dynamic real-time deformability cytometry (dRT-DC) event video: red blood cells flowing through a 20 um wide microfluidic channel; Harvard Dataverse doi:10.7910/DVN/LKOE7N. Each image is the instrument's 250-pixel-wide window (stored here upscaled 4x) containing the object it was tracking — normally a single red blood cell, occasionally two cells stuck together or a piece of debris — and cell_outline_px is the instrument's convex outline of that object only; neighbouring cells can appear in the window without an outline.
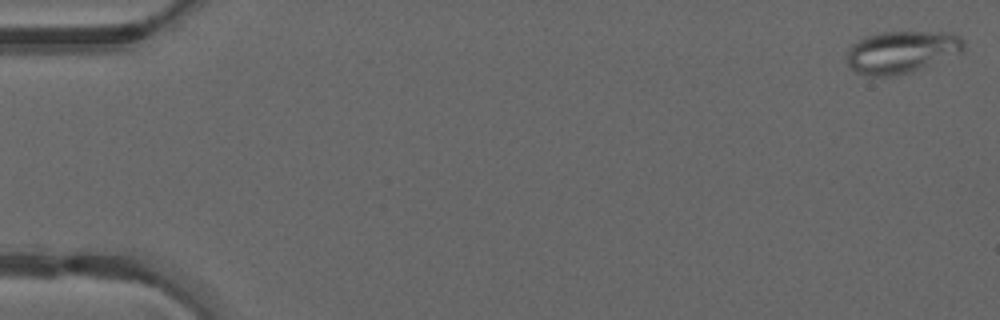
{"species": "common noctule bat (a hibernating species)", "species_latin": "Nyctalus noctula", "temperature_condition": "warm", "stored_images_in_passage": 49, "camera_frame_rate_fps": 3000, "um_per_image_px": 0.085, "animal": {"sex": "male", "forearm_length_mm": 52.5}, "frame": {"image": 1, "passage_image": 1, "time_ms": 0.0, "image_size_px": [1000, 320], "cell_outline_px": [[964, 52], [920, 68], [908, 72], [892, 76], [872, 76], [856, 72], [848, 64], [848, 52], [852, 44], [864, 36], [880, 32], [948, 32], [960, 36], [964, 40]], "centroid_in_image_um": [76.65, 4.4], "position_along_channel_um": 8.3, "area_um2": 28.61}}
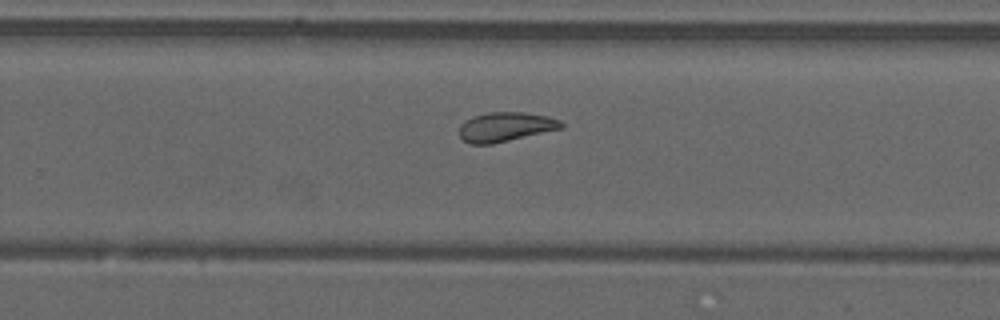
{"frame": {"image": 2, "passage_image": 32, "time_ms": 10.333, "image_size_px": [1000, 320], "cell_outline_px": [[564, 128], [492, 144], [472, 144], [464, 140], [460, 136], [460, 124], [464, 120], [472, 116], [488, 112], [524, 112], [548, 116], [560, 120], [564, 124]], "centroid_in_image_um": [42.98, 10.77], "position_along_channel_um": 286.8, "area_um2": 17.57}}
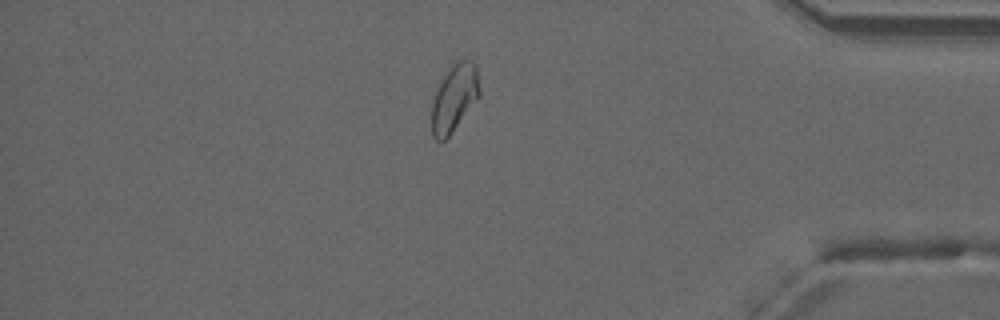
{"frame": {"image": 3, "passage_image": 42, "time_ms": 13.667, "image_size_px": [1000, 320], "cell_outline_px": [[480, 96], [448, 136], [444, 140], [436, 140], [432, 136], [432, 104], [440, 80], [444, 72], [456, 60], [472, 60], [476, 64], [480, 88]], "centroid_in_image_um": [38.62, 8.27], "position_along_channel_um": 396.6, "area_um2": 18.73}, "authors_computed_cell_mechanics": {"area_um2": 20.808, "velocity_mm_per_s": 4.1934, "shape_relaxation_time_tau1_ms": null, "shape_relaxation_time_tau2_ms": 3.1897, "deformation_change_tau1": null, "deformation_change_tau2": 0.0918}}